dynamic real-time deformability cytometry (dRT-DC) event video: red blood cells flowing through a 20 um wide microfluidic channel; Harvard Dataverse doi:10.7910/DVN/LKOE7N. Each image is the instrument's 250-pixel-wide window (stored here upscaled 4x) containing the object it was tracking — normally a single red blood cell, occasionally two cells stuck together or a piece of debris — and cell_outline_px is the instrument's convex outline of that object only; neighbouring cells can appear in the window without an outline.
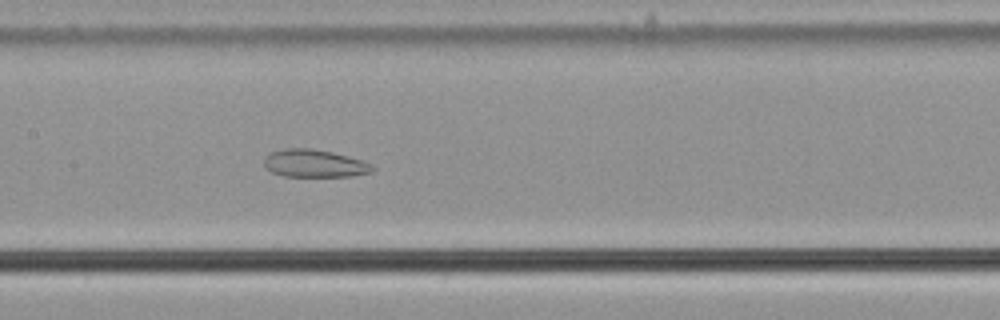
{"species": "common noctule bat (a hibernating species)", "species_latin": "Nyctalus noctula", "temperature_condition": "cold", "stored_images_in_passage": 59, "camera_frame_rate_fps": 3000, "um_per_image_px": 0.085, "animal": {"sex": "male", "body_mass_g": 21.5, "forearm_length_mm": 52.0}, "frame": {"image": 1, "passage_image": 29, "time_ms": 9.333, "image_size_px": [1000, 320], "cell_outline_px": [[376, 168], [372, 172], [352, 176], [284, 176], [272, 172], [264, 168], [264, 156], [272, 152], [284, 148], [312, 148], [332, 152], [364, 160], [372, 164]], "centroid_in_image_um": [26.74, 13.89], "position_along_channel_um": 180.7, "area_um2": 17.69}}
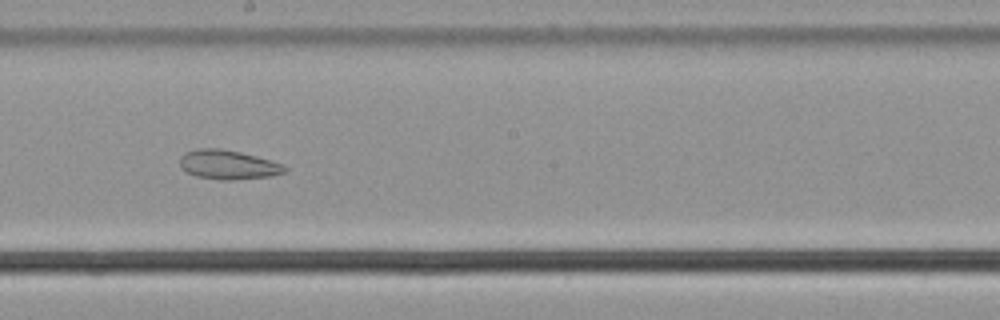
{"frame": {"image": 2, "passage_image": 33, "time_ms": 10.667, "image_size_px": [1000, 320], "cell_outline_px": [[288, 172], [272, 176], [232, 180], [220, 180], [196, 176], [180, 168], [180, 156], [184, 152], [200, 148], [220, 148], [240, 152], [256, 156], [284, 164], [288, 168]], "centroid_in_image_um": [19.41, 14.0], "position_along_channel_um": 228.8, "area_um2": 18.09}}
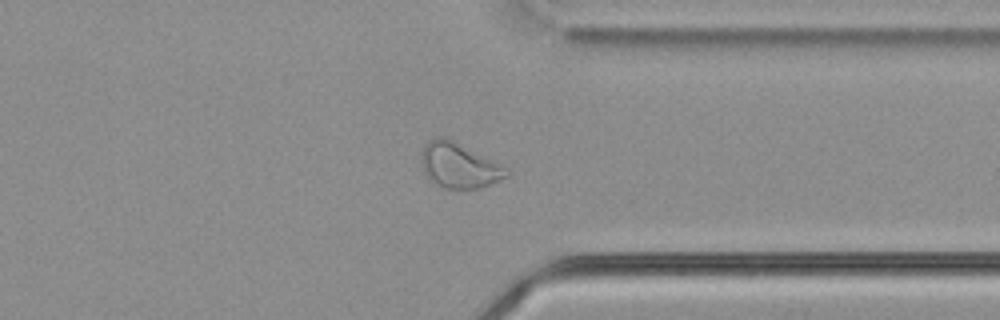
{"frame": {"image": 3, "passage_image": 45, "time_ms": 14.667, "image_size_px": [1000, 320], "cell_outline_px": [[508, 176], [480, 188], [444, 188], [428, 180], [424, 172], [420, 160], [420, 152], [424, 144], [428, 140], [436, 136], [448, 136], [504, 168], [508, 172]], "centroid_in_image_um": [38.9, 14.03], "position_along_channel_um": 372.5, "area_um2": 22.31}, "authors_computed_cell_mechanics": {"area_um2": 26.1256, "velocity_mm_per_s": 3.6202, "shape_relaxation_time_tau1_ms": null, "shape_relaxation_time_tau2_ms": 2.5347, "deformation_change_tau1": null, "deformation_change_tau2": 0.0723}}